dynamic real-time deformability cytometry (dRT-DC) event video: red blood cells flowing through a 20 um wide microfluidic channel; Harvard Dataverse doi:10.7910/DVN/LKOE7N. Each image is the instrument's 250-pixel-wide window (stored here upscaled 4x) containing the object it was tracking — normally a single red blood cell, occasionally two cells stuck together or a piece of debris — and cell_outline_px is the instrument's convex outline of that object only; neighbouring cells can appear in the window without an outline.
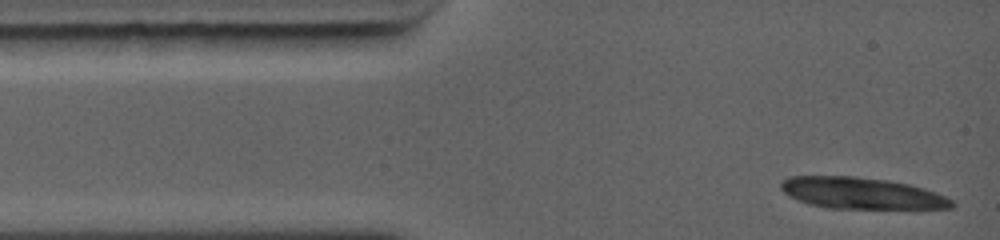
{"species": "common noctule bat (a hibernating species)", "species_latin": "Nyctalus noctula", "temperature_condition": "warm", "stored_images_in_passage": 1, "camera_frame_rate_fps": 5000, "um_per_image_px": 0.085, "animal": {"sex": "female", "body_mass_g": 19.0, "forearm_length_mm": 56.7}, "frame": {"image": 1, "passage_image": 1, "time_ms": 0.0, "image_size_px": [1000, 240], "cell_outline_px": [[952, 204], [948, 208], [824, 208], [808, 204], [784, 192], [780, 188], [780, 184], [784, 180], [800, 176], [816, 176], [864, 180], [896, 184], [916, 188], [940, 196], [948, 200]], "centroid_in_image_um": [73.02, 16.48], "position_along_channel_um": 12.0, "area_um2": 28.5}}